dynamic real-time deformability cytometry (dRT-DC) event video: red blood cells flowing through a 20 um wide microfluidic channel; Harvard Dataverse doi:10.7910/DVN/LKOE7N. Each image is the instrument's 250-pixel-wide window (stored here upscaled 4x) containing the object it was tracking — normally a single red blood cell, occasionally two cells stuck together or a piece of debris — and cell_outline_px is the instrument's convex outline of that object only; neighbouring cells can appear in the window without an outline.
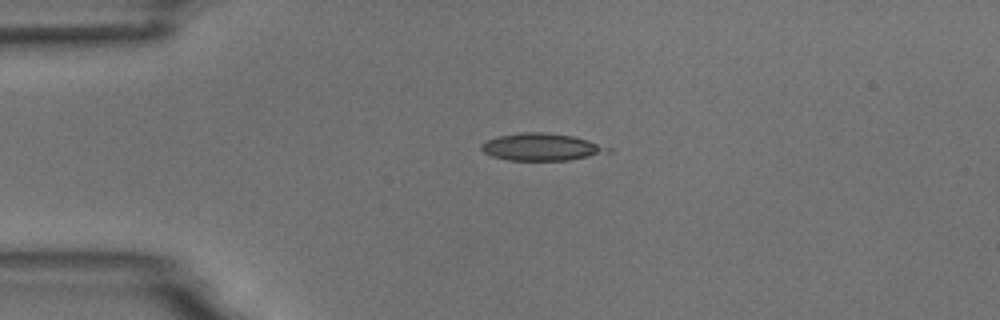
{"species": "common noctule bat (a hibernating species)", "species_latin": "Nyctalus noctula", "temperature_condition": "room temperature", "stored_images_in_passage": 3, "camera_frame_rate_fps": 3000, "um_per_image_px": 0.085, "animal": {"sex": "male", "body_mass_g": 18.8}, "frame": {"image": 1, "passage_image": 2, "time_ms": 1.333, "image_size_px": [1000, 320], "cell_outline_px": [[612, 152], [568, 160], [508, 160], [492, 156], [484, 152], [480, 148], [480, 144], [496, 136], [520, 132], [544, 132], [572, 136], [588, 140], [612, 148]], "centroid_in_image_um": [46.02, 12.49], "position_along_channel_um": 39.0, "area_um2": 20.11}}